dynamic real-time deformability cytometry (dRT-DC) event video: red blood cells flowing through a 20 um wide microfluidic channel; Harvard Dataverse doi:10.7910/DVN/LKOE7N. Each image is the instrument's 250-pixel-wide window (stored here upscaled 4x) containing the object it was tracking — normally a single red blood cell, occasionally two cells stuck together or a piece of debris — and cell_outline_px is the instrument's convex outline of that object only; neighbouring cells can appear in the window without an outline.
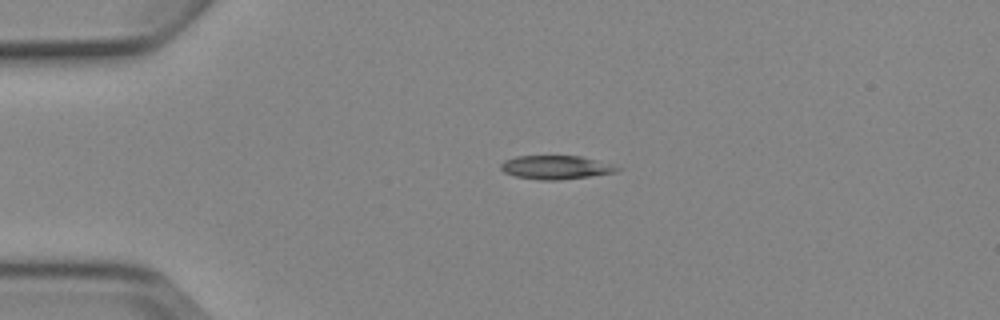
{"species": "Egyptian fruit bat (a non-hibernating species)", "species_latin": "Rousettus aegyptiacus", "temperature_condition": "cold", "stored_images_in_passage": 3, "camera_frame_rate_fps": 3000, "um_per_image_px": 0.085, "animal": {"sex": "female"}, "frame": {"image": 1, "passage_image": 2, "time_ms": 2.0, "image_size_px": [1000, 320], "cell_outline_px": [[624, 168], [616, 172], [588, 176], [556, 180], [540, 180], [516, 176], [504, 172], [500, 168], [500, 164], [504, 160], [516, 156], [580, 156], [612, 164]], "centroid_in_image_um": [47.24, 14.22], "position_along_channel_um": 37.8, "area_um2": 15.95}}